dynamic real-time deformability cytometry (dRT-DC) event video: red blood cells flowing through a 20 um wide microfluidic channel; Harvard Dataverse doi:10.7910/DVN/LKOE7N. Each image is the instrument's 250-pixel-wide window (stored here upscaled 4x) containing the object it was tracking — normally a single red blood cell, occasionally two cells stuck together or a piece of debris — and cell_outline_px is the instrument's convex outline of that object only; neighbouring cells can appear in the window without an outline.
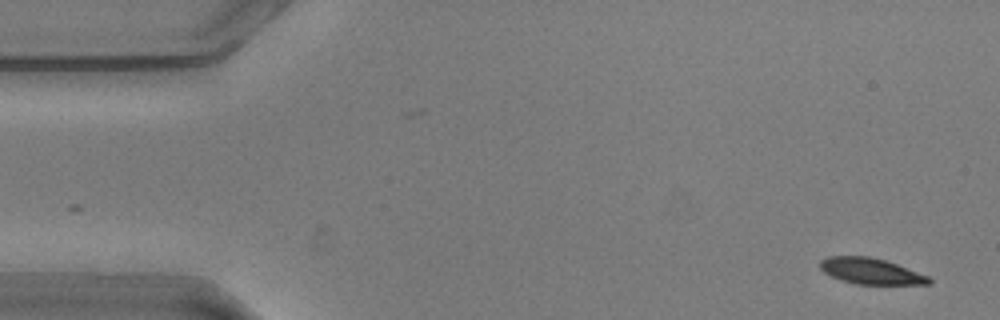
{"species": "common noctule bat (a hibernating species)", "species_latin": "Nyctalus noctula", "temperature_condition": "warm", "stored_images_in_passage": 55, "camera_frame_rate_fps": 3000, "um_per_image_px": 0.085, "animal": {"sex": "male", "body_mass_g": 20.5, "forearm_length_mm": 52.5}, "frame": {"image": 1, "passage_image": 2, "time_ms": 0.333, "image_size_px": [1000, 320], "cell_outline_px": [[932, 284], [856, 284], [840, 280], [824, 272], [820, 268], [820, 260], [828, 256], [868, 256], [884, 260], [896, 264], [928, 276], [932, 280]], "centroid_in_image_um": [74.0, 23.05], "position_along_channel_um": 11.0, "area_um2": 16.36}}
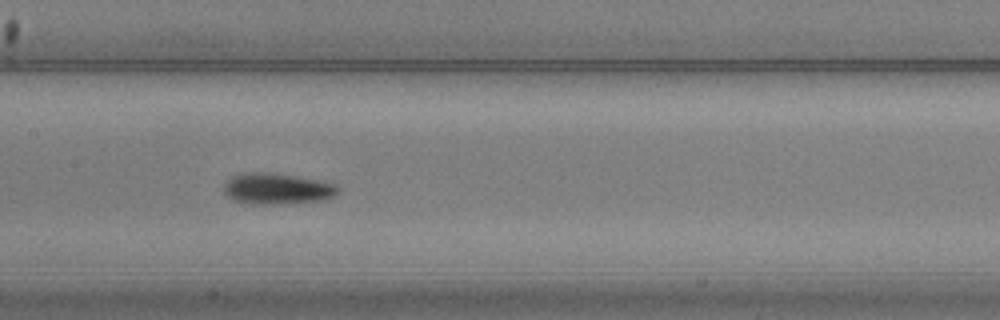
{"frame": {"image": 2, "passage_image": 26, "time_ms": 8.333, "image_size_px": [1000, 320], "cell_outline_px": [[340, 188], [336, 196], [324, 200], [272, 204], [252, 204], [232, 200], [224, 196], [224, 184], [232, 176], [244, 172], [276, 172], [320, 180], [332, 184]], "centroid_in_image_um": [23.52, 16.03], "position_along_channel_um": 183.9, "area_um2": 20.98}}
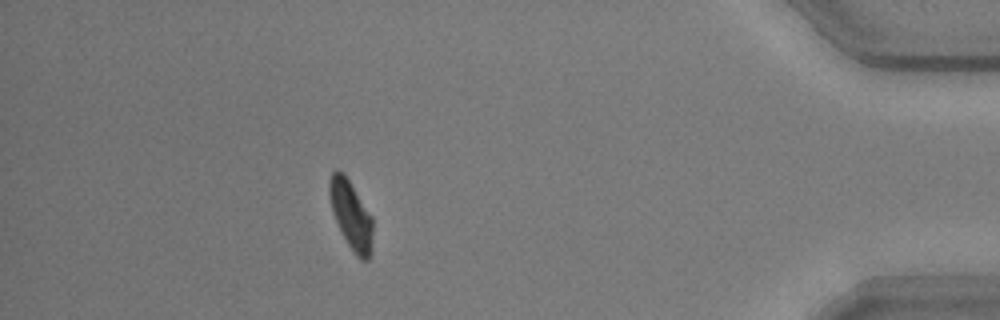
{"frame": {"image": 3, "passage_image": 49, "time_ms": 16.0, "image_size_px": [1000, 320], "cell_outline_px": [[372, 248], [368, 260], [360, 260], [356, 256], [348, 244], [332, 212], [328, 192], [328, 180], [332, 172], [336, 168], [348, 180], [372, 216]], "centroid_in_image_um": [29.83, 18.28], "position_along_channel_um": 405.4, "area_um2": 17.05}, "authors_computed_cell_mechanics": {"area_um2": 18.2648, "velocity_mm_per_s": 3.5887, "shape_relaxation_time_tau1_ms": 2.4949, "shape_relaxation_time_tau2_ms": 7.0347, "deformation_change_tau1": 0.1314, "deformation_change_tau2": 0.0702}}